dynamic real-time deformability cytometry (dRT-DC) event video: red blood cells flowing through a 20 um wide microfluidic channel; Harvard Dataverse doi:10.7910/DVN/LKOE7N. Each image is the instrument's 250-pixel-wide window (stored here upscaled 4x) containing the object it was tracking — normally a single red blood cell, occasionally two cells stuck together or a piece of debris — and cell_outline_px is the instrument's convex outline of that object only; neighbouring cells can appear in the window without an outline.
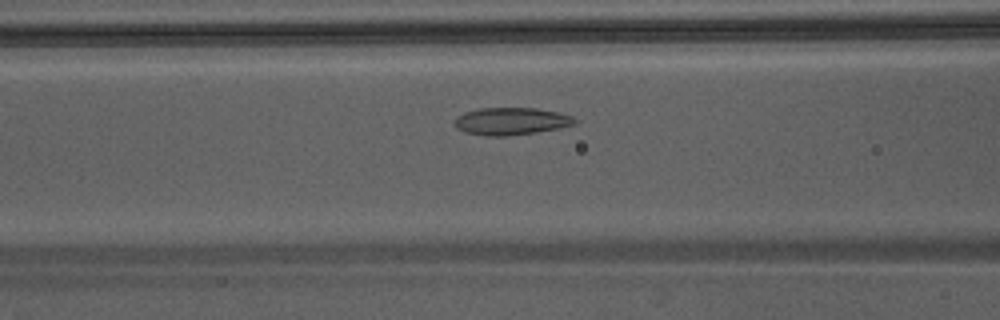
{"species": "Egyptian fruit bat (a non-hibernating species)", "species_latin": "Rousettus aegyptiacus", "temperature_condition": "warm", "stored_images_in_passage": 30, "camera_frame_rate_fps": 3000, "um_per_image_px": 0.085, "animal": {"sex": "male"}, "frame": {"image": 1, "passage_image": 8, "time_ms": 2.333, "image_size_px": [1000, 320], "cell_outline_px": [[576, 124], [536, 132], [508, 136], [484, 136], [464, 132], [456, 128], [456, 116], [464, 112], [480, 108], [536, 108], [560, 112], [572, 116], [576, 120]], "centroid_in_image_um": [43.43, 10.3], "position_along_channel_um": 123.2, "area_um2": 19.19}}
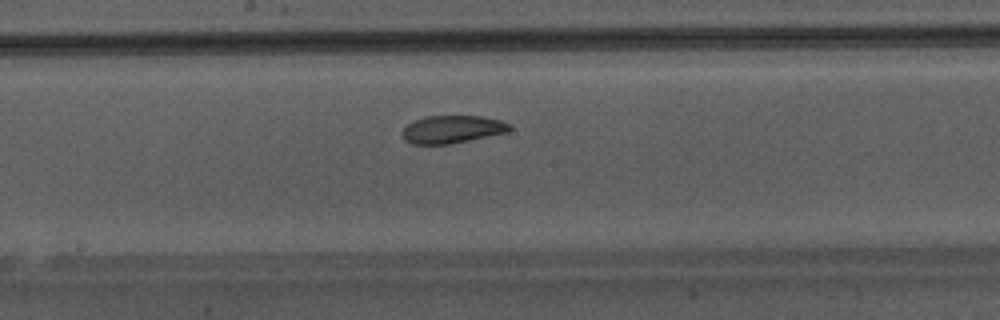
{"frame": {"image": 2, "passage_image": 14, "time_ms": 4.333, "image_size_px": [1000, 320], "cell_outline_px": [[512, 128], [508, 132], [448, 144], [412, 144], [404, 140], [400, 132], [408, 124], [424, 116], [480, 116], [500, 120], [512, 124]], "centroid_in_image_um": [38.43, 10.99], "position_along_channel_um": 209.8, "area_um2": 17.34}}
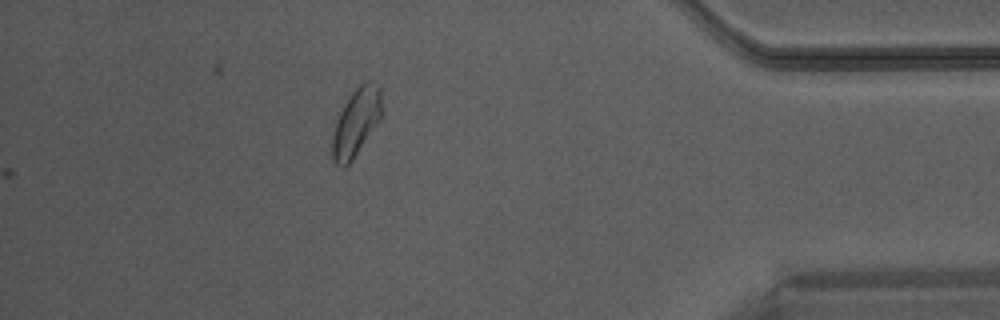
{"frame": {"image": 3, "passage_image": 30, "time_ms": 9.667, "image_size_px": [1000, 320], "cell_outline_px": [[380, 120], [352, 160], [344, 168], [336, 164], [332, 160], [332, 136], [336, 120], [344, 104], [352, 92], [364, 80], [372, 80], [380, 88]], "centroid_in_image_um": [30.25, 10.39], "position_along_channel_um": 405.0, "area_um2": 19.31}}